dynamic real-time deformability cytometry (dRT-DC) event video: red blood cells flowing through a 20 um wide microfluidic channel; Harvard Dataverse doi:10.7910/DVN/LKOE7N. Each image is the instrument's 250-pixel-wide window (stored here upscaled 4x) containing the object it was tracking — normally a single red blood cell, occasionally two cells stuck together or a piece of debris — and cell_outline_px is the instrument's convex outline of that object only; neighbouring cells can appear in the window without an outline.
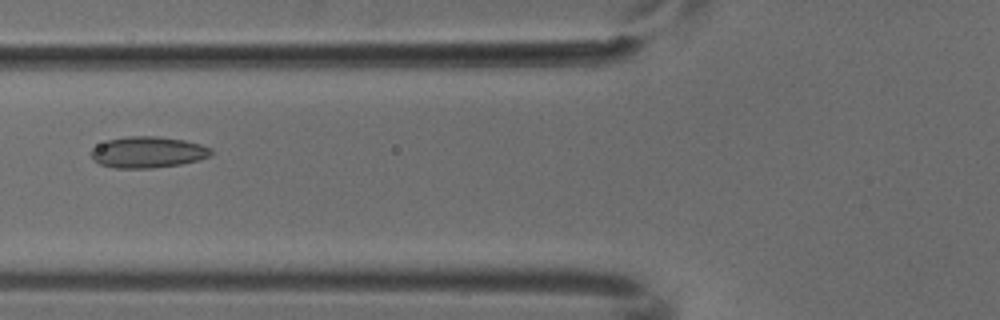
{"species": "common noctule bat (a hibernating species)", "species_latin": "Nyctalus noctula", "temperature_condition": "cold", "stored_images_in_passage": 4, "camera_frame_rate_fps": 3000, "um_per_image_px": 0.085, "animal": {"sex": "male", "body_mass_g": 18.8}, "frame": {"image": 1, "passage_image": 4, "time_ms": 1.0, "image_size_px": [1000, 320], "cell_outline_px": [[212, 152], [208, 156], [200, 160], [180, 164], [152, 168], [112, 168], [100, 164], [92, 156], [92, 148], [108, 140], [128, 136], [156, 136], [184, 140], [200, 144], [212, 148]], "centroid_in_image_um": [12.59, 12.94], "position_along_channel_um": 113.2, "area_um2": 21.68}}